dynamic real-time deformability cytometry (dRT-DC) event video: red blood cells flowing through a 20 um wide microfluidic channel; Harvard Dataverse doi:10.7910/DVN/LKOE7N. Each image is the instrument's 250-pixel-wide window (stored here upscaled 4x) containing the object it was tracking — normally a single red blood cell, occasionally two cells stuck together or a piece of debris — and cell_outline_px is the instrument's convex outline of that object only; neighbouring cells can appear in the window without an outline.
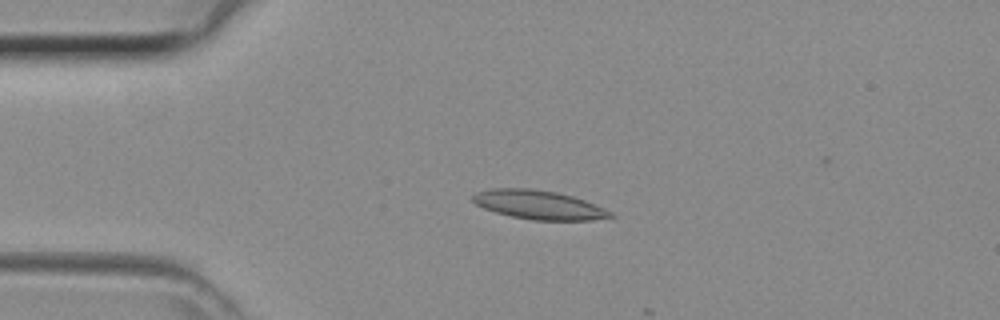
{"species": "common noctule bat (a hibernating species)", "species_latin": "Nyctalus noctula", "temperature_condition": "room temperature", "stored_images_in_passage": 12, "camera_frame_rate_fps": 3000, "um_per_image_px": 0.085, "animal": {"sex": "female", "body_mass_g": 29.2, "forearm_length_mm": 56.3}, "frame": {"image": 1, "passage_image": 7, "time_ms": 2.0, "image_size_px": [1000, 320], "cell_outline_px": [[616, 216], [592, 220], [532, 220], [512, 216], [496, 212], [484, 208], [476, 204], [472, 200], [472, 196], [476, 192], [492, 188], [532, 188], [556, 192], [572, 196], [584, 200], [604, 208], [612, 212]], "centroid_in_image_um": [45.79, 17.4], "position_along_channel_um": 39.2, "area_um2": 23.12}}
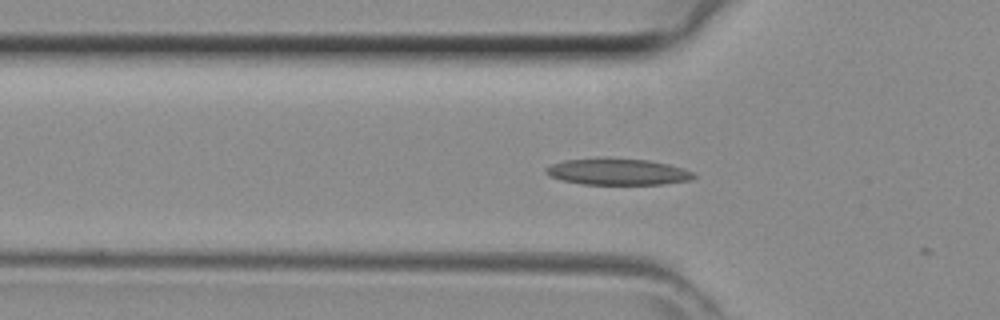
{"frame": {"image": 2, "passage_image": 11, "time_ms": 3.333, "image_size_px": [1000, 320], "cell_outline_px": [[696, 176], [692, 180], [664, 184], [580, 184], [560, 180], [544, 172], [544, 168], [552, 164], [564, 160], [600, 156], [604, 156], [648, 160], [668, 164], [684, 168], [692, 172]], "centroid_in_image_um": [52.47, 14.57], "position_along_channel_um": 73.3, "area_um2": 23.35}}